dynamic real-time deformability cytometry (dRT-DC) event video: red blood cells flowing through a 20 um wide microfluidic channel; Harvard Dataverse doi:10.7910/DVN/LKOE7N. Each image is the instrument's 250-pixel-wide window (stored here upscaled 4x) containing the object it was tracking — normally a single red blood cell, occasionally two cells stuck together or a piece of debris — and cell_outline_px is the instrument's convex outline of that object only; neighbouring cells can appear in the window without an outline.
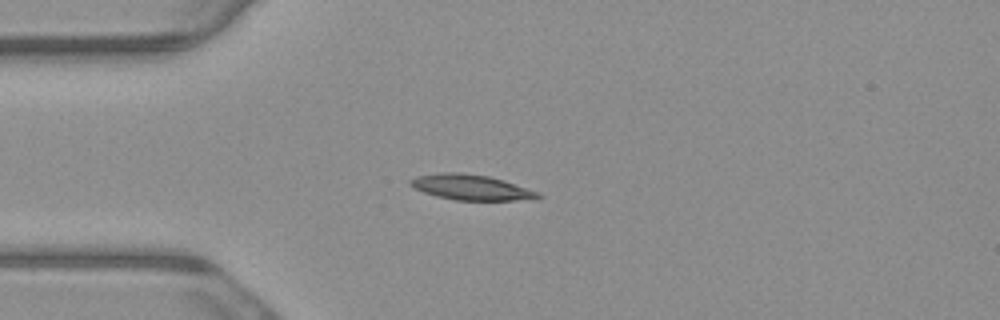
{"species": "common noctule bat (a hibernating species)", "species_latin": "Nyctalus noctula", "temperature_condition": "warm", "stored_images_in_passage": 1, "camera_frame_rate_fps": 3000, "um_per_image_px": 0.085, "animal": {"sex": "male", "body_mass_g": 23.1, "forearm_length_mm": 52.7}, "frame": {"image": 1, "passage_image": 1, "time_ms": 0.0, "image_size_px": [1000, 320], "cell_outline_px": [[544, 196], [516, 200], [456, 200], [436, 196], [424, 192], [408, 184], [408, 180], [416, 176], [440, 172], [460, 172], [488, 176], [504, 180], [540, 192]], "centroid_in_image_um": [40.01, 15.91], "position_along_channel_um": 45.0, "area_um2": 18.84}}